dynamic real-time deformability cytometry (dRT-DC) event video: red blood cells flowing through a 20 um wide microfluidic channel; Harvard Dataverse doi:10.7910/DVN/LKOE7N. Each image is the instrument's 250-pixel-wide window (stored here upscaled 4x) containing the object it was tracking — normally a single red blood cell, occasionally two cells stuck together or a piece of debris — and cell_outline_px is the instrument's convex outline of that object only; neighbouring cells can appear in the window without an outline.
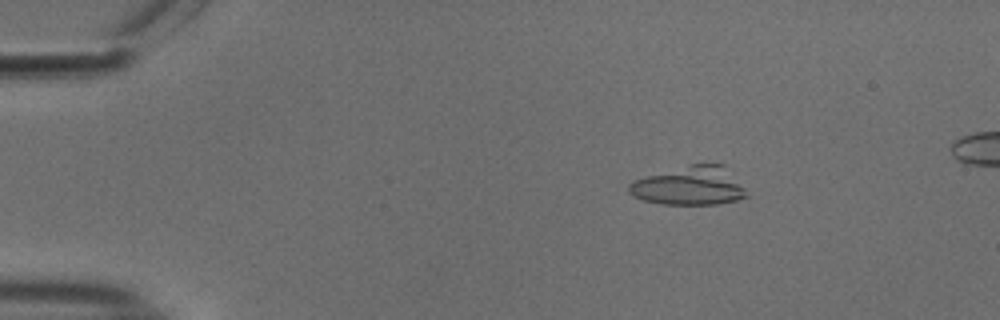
{"species": "common noctule bat (a hibernating species)", "species_latin": "Nyctalus noctula", "temperature_condition": "cold", "stored_images_in_passage": 54, "camera_frame_rate_fps": 3000, "um_per_image_px": 0.085, "animal": {"sex": "male", "body_mass_g": 18.8}, "frame": {"image": 1, "passage_image": 9, "time_ms": 2.667, "image_size_px": [1000, 320], "cell_outline_px": [[748, 196], [736, 200], [716, 204], [660, 204], [644, 200], [632, 196], [628, 192], [628, 184], [632, 180], [692, 164], [724, 164], [744, 188]], "centroid_in_image_um": [58.59, 15.8], "position_along_channel_um": 26.4, "area_um2": 26.3}}
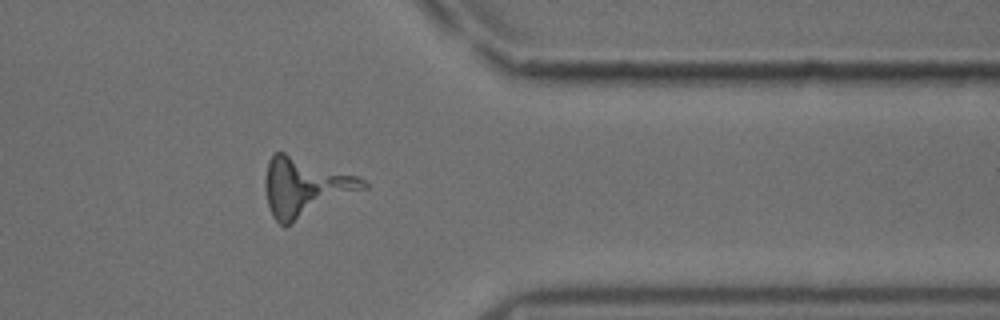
{"frame": {"image": 2, "passage_image": 44, "time_ms": 14.333, "image_size_px": [1000, 320], "cell_outline_px": [[368, 188], [284, 228], [272, 216], [268, 204], [264, 188], [264, 180], [268, 160], [276, 152], [284, 152], [356, 176], [364, 180], [368, 184]], "centroid_in_image_um": [25.92, 15.94], "position_along_channel_um": 385.5, "area_um2": 33.64}}
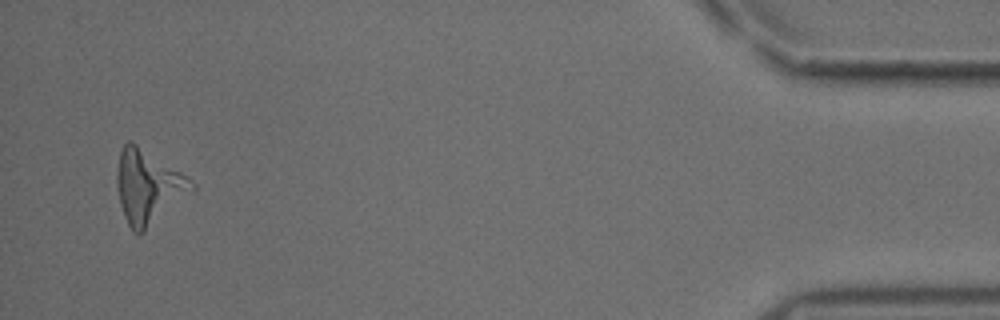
{"frame": {"image": 3, "passage_image": 52, "time_ms": 17.0, "image_size_px": [1000, 320], "cell_outline_px": [[196, 188], [192, 192], [140, 236], [136, 236], [132, 232], [124, 216], [120, 204], [116, 184], [116, 172], [120, 152], [124, 144], [128, 140], [132, 140], [188, 176], [196, 184]], "centroid_in_image_um": [12.59, 15.89], "position_along_channel_um": 422.6, "area_um2": 32.66}, "authors_computed_cell_mechanics": {"area_um2": 24.7962, "velocity_mm_per_s": 3.76, "shape_relaxation_time_tau1_ms": 0.6679, "shape_relaxation_time_tau2_ms": null, "deformation_change_tau1": 0.2364, "deformation_change_tau2": null}}